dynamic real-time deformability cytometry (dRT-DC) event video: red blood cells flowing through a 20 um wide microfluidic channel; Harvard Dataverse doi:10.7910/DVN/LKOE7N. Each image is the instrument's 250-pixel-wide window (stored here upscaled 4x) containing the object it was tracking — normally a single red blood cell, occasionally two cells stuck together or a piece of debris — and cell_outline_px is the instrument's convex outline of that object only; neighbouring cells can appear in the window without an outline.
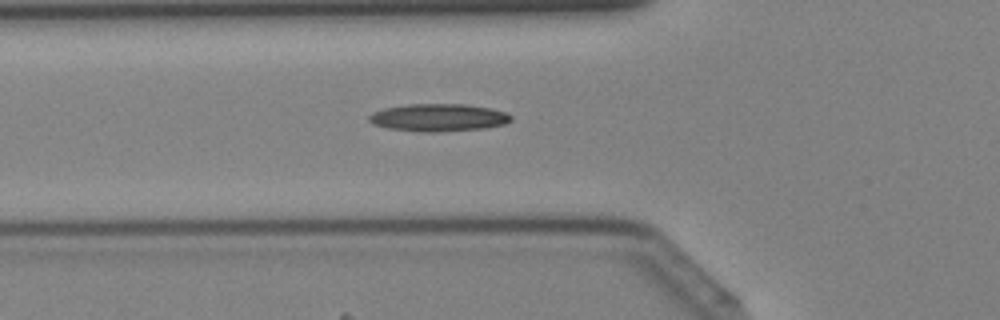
{"species": "Egyptian fruit bat (a non-hibernating species)", "species_latin": "Rousettus aegyptiacus", "temperature_condition": "cold", "stored_images_in_passage": 31, "camera_frame_rate_fps": 3000, "um_per_image_px": 0.085, "animal": {"sex": "female"}, "frame": {"image": 1, "passage_image": 4, "time_ms": 1.0, "image_size_px": [1000, 320], "cell_outline_px": [[512, 120], [504, 124], [484, 128], [432, 132], [424, 132], [388, 128], [372, 124], [368, 120], [368, 116], [372, 112], [384, 108], [408, 104], [464, 104], [488, 108], [508, 112], [512, 116]], "centroid_in_image_um": [37.25, 9.99], "position_along_channel_um": 88.5, "area_um2": 22.77}}
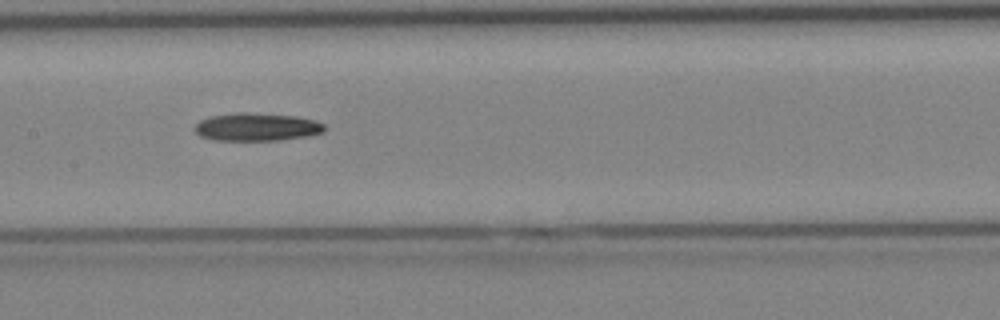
{"frame": {"image": 2, "passage_image": 10, "time_ms": 3.0, "image_size_px": [1000, 320], "cell_outline_px": [[324, 132], [308, 136], [280, 140], [212, 140], [200, 136], [192, 128], [200, 120], [212, 116], [236, 112], [248, 112], [296, 116], [312, 120], [324, 124]], "centroid_in_image_um": [21.79, 10.79], "position_along_channel_um": 185.6, "area_um2": 21.15}}
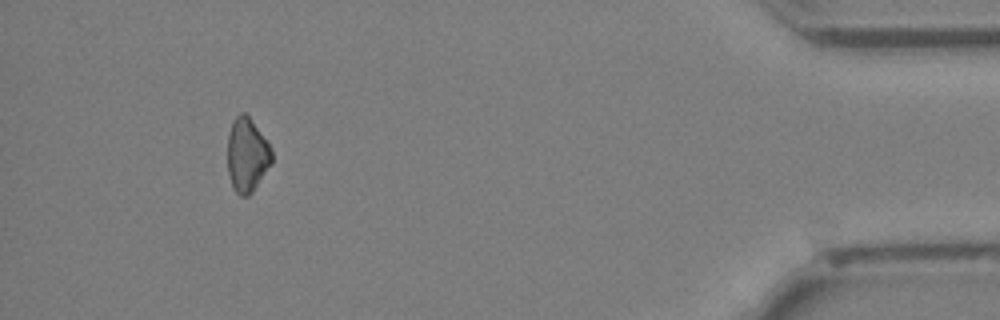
{"frame": {"image": 3, "passage_image": 28, "time_ms": 9.0, "image_size_px": [1000, 320], "cell_outline_px": [[272, 164], [252, 192], [248, 196], [240, 196], [236, 192], [232, 184], [228, 172], [228, 136], [232, 120], [240, 112], [244, 112], [248, 116], [268, 144], [272, 152]], "centroid_in_image_um": [20.99, 13.19], "position_along_channel_um": 414.2, "area_um2": 18.84}}